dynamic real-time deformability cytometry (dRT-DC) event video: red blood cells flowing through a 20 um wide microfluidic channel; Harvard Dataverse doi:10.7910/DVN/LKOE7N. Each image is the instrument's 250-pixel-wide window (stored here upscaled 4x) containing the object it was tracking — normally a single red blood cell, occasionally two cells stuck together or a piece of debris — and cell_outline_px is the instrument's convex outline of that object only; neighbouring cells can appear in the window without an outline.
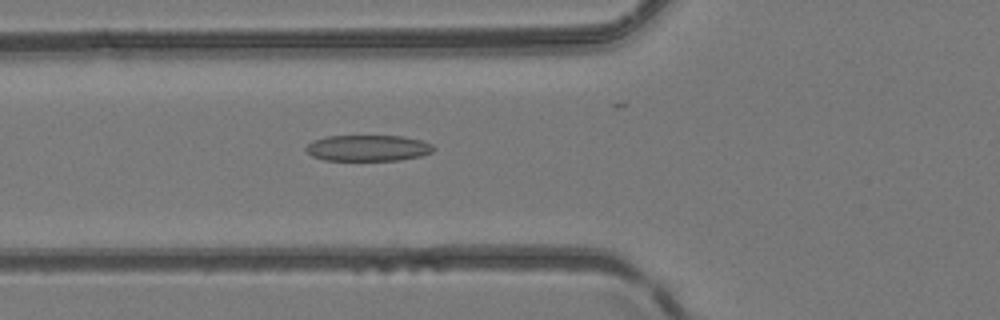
{"species": "common noctule bat (a hibernating species)", "species_latin": "Nyctalus noctula", "temperature_condition": "room temperature", "stored_images_in_passage": 4, "camera_frame_rate_fps": 3000, "um_per_image_px": 0.085, "animal": {"sex": "female", "body_mass_g": 24.6, "forearm_length_mm": 56.2}, "frame": {"image": 1, "passage_image": 4, "time_ms": 3.667, "image_size_px": [1000, 320], "cell_outline_px": [[436, 148], [432, 152], [420, 156], [400, 160], [324, 160], [312, 156], [304, 148], [312, 140], [324, 136], [404, 136], [420, 140], [432, 144]], "centroid_in_image_um": [31.27, 12.58], "position_along_channel_um": 94.5, "area_um2": 19.48}}